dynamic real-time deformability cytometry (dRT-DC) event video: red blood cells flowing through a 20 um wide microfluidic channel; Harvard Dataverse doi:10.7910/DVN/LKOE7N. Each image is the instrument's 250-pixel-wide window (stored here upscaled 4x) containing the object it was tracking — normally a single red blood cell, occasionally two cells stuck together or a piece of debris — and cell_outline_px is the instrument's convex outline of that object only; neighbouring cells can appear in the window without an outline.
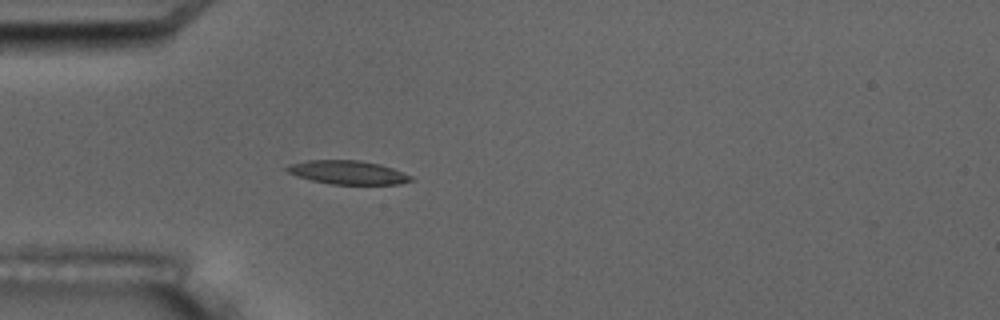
{"species": "common noctule bat (a hibernating species)", "species_latin": "Nyctalus noctula", "temperature_condition": "room temperature", "stored_images_in_passage": 6, "camera_frame_rate_fps": 3000, "um_per_image_px": 0.085, "animal": {"sex": "male", "body_mass_g": 17.5, "forearm_length_mm": 52.3}, "frame": {"image": 1, "passage_image": 6, "time_ms": 5.667, "image_size_px": [1000, 320], "cell_outline_px": [[412, 180], [400, 184], [332, 184], [312, 180], [296, 176], [288, 172], [284, 168], [288, 164], [308, 160], [360, 160], [380, 164], [392, 168], [412, 176]], "centroid_in_image_um": [29.53, 14.65], "position_along_channel_um": 55.5, "area_um2": 17.05}}